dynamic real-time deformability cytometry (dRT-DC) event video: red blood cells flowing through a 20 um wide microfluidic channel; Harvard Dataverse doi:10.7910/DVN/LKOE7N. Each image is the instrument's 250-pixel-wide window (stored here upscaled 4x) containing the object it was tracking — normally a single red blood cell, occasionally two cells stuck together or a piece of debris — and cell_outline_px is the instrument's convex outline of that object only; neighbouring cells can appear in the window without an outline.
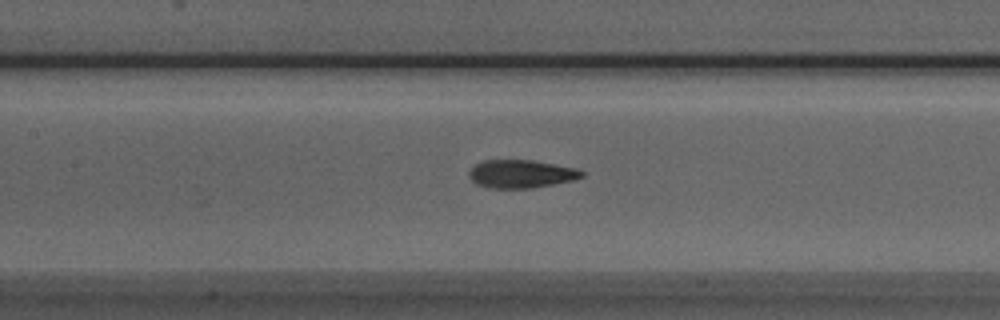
{"species": "Egyptian fruit bat (a non-hibernating species)", "species_latin": "Rousettus aegyptiacus", "temperature_condition": "room temperature", "stored_images_in_passage": 37, "camera_frame_rate_fps": 3000, "um_per_image_px": 0.085, "animal": {"sex": "male"}, "frame": {"image": 1, "passage_image": 9, "time_ms": 2.667, "image_size_px": [1000, 320], "cell_outline_px": [[584, 176], [572, 180], [532, 188], [488, 188], [476, 184], [468, 176], [468, 172], [476, 164], [484, 160], [532, 160], [576, 168], [584, 172]], "centroid_in_image_um": [44.27, 14.78], "position_along_channel_um": 163.1, "area_um2": 18.38}}
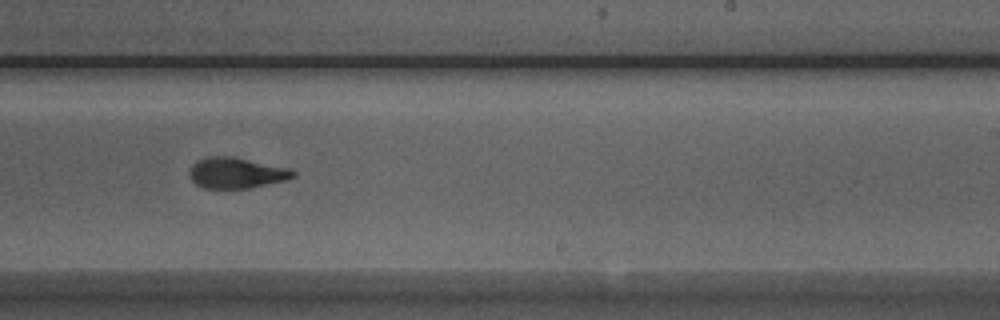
{"frame": {"image": 2, "passage_image": 17, "time_ms": 5.333, "image_size_px": [1000, 320], "cell_outline_px": [[296, 176], [288, 180], [248, 188], [204, 188], [196, 184], [192, 180], [188, 172], [192, 164], [196, 160], [208, 156], [232, 156], [288, 168], [296, 172]], "centroid_in_image_um": [20.08, 14.69], "position_along_channel_um": 268.9, "area_um2": 18.67}}
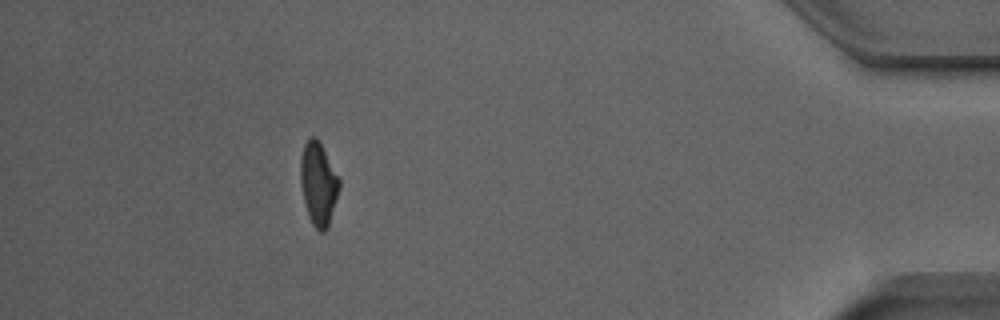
{"frame": {"image": 3, "passage_image": 32, "time_ms": 10.333, "image_size_px": [1000, 320], "cell_outline_px": [[340, 188], [328, 228], [324, 232], [320, 232], [312, 224], [308, 216], [300, 184], [300, 160], [304, 144], [312, 136], [316, 136], [340, 180]], "centroid_in_image_um": [27.06, 15.65], "position_along_channel_um": 408.1, "area_um2": 18.67}}